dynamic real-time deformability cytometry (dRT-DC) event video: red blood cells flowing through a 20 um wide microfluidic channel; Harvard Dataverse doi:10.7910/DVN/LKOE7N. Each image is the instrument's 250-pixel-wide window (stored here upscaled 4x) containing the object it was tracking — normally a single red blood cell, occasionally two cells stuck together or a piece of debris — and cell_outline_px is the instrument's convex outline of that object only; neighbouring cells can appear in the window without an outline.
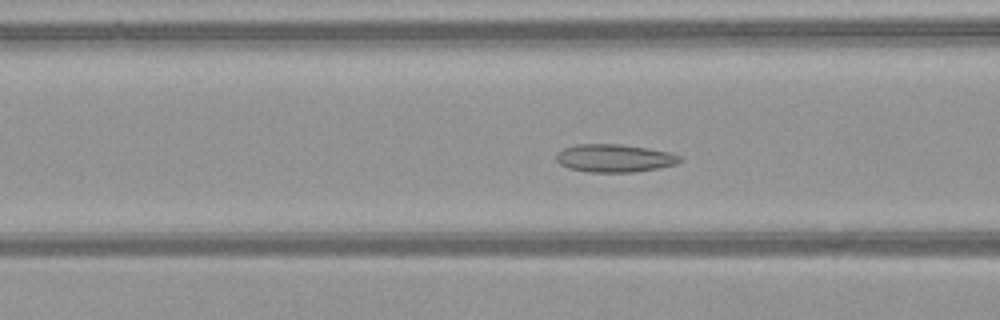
{"species": "common noctule bat (a hibernating species)", "species_latin": "Nyctalus noctula", "temperature_condition": "warm", "stored_images_in_passage": 46, "camera_frame_rate_fps": 3000, "um_per_image_px": 0.085, "animal": {"sex": "female", "body_mass_g": 21.9}, "frame": {"image": 1, "passage_image": 16, "time_ms": 5.0, "image_size_px": [1000, 320], "cell_outline_px": [[684, 160], [676, 164], [660, 168], [636, 172], [588, 172], [568, 168], [560, 164], [556, 160], [556, 152], [564, 148], [576, 144], [620, 144], [648, 148], [672, 152], [680, 156]], "centroid_in_image_um": [52.25, 13.44], "position_along_channel_um": 114.3, "area_um2": 20.4}}
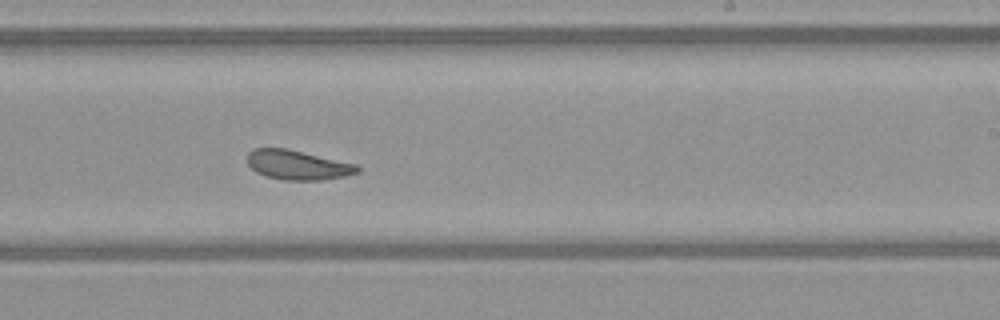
{"frame": {"image": 2, "passage_image": 27, "time_ms": 8.667, "image_size_px": [1000, 320], "cell_outline_px": [[360, 172], [344, 176], [324, 180], [284, 180], [268, 176], [256, 172], [248, 164], [248, 152], [252, 148], [288, 148], [356, 164], [360, 168]], "centroid_in_image_um": [25.31, 14.01], "position_along_channel_um": 263.7, "area_um2": 18.96}}
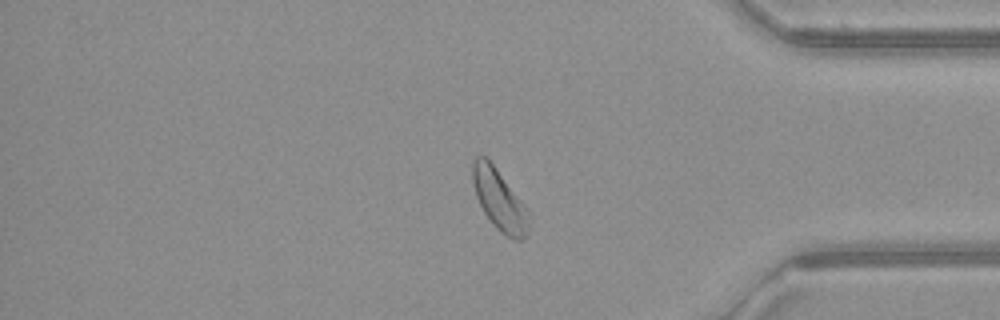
{"frame": {"image": 3, "passage_image": 38, "time_ms": 12.333, "image_size_px": [1000, 320], "cell_outline_px": [[532, 216], [528, 232], [520, 240], [516, 240], [500, 232], [492, 224], [484, 212], [476, 196], [472, 180], [472, 160], [476, 156], [484, 156], [492, 164], [528, 208]], "centroid_in_image_um": [42.47, 17.02], "position_along_channel_um": 392.7, "area_um2": 20.0}, "authors_computed_cell_mechanics": {"area_um2": 20.4034, "velocity_mm_per_s": 4.0683, "shape_relaxation_time_tau1_ms": 10.8821, "shape_relaxation_time_tau2_ms": 3.8771, "deformation_change_tau1": 0.132, "deformation_change_tau2": 0.0967}}